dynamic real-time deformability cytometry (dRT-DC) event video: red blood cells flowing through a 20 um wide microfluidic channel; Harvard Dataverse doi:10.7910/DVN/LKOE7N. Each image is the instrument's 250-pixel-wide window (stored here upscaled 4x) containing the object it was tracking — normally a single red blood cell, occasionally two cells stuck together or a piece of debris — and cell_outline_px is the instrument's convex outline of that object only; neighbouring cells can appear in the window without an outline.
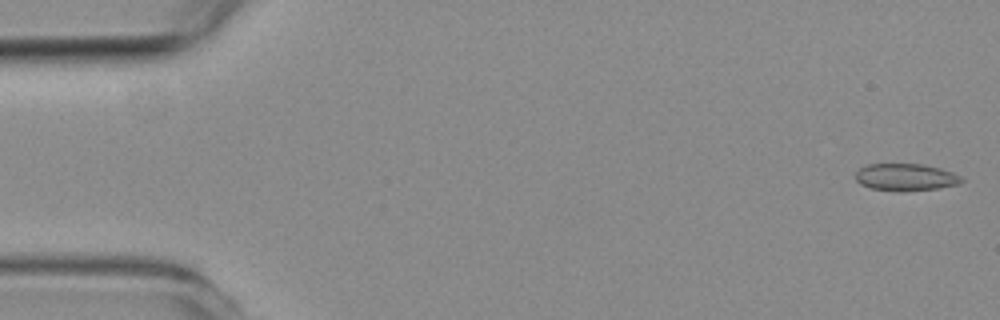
{"species": "common noctule bat (a hibernating species)", "species_latin": "Nyctalus noctula", "temperature_condition": "room temperature", "stored_images_in_passage": 54, "camera_frame_rate_fps": 3000, "um_per_image_px": 0.085, "animal": {"sex": "female", "body_mass_g": 19.3, "forearm_length_mm": 54.1}, "frame": {"image": 1, "passage_image": 1, "time_ms": 0.0, "image_size_px": [1000, 320], "cell_outline_px": [[964, 180], [960, 184], [940, 188], [900, 192], [896, 192], [872, 188], [860, 184], [856, 180], [856, 172], [864, 164], [924, 164], [940, 168], [952, 172], [960, 176]], "centroid_in_image_um": [76.99, 15.07], "position_along_channel_um": 8.0, "area_um2": 16.99}}
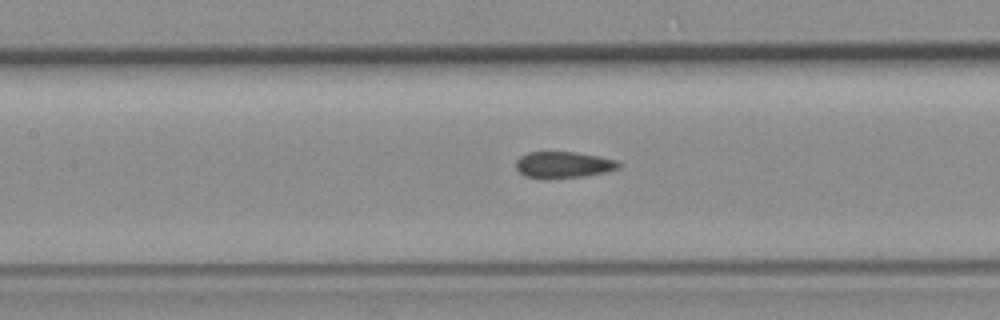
{"frame": {"image": 2, "passage_image": 24, "time_ms": 7.667, "image_size_px": [1000, 320], "cell_outline_px": [[620, 168], [604, 172], [584, 176], [544, 180], [540, 180], [524, 176], [516, 168], [516, 160], [520, 156], [528, 152], [576, 152], [600, 156], [616, 160], [620, 164]], "centroid_in_image_um": [47.85, 14.02], "position_along_channel_um": 159.6, "area_um2": 16.13}}
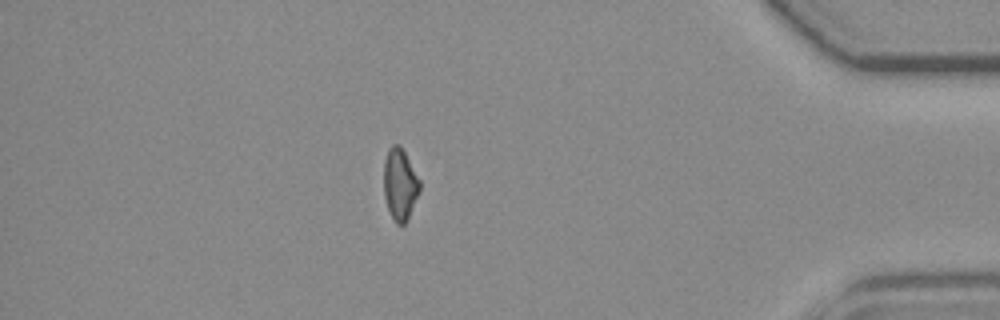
{"frame": {"image": 3, "passage_image": 47, "time_ms": 15.333, "image_size_px": [1000, 320], "cell_outline_px": [[420, 192], [408, 220], [404, 224], [396, 224], [388, 208], [384, 196], [384, 160], [388, 148], [392, 144], [400, 144], [420, 180]], "centroid_in_image_um": [34.0, 15.66], "position_along_channel_um": 401.2, "area_um2": 15.14}, "authors_computed_cell_mechanics": {"area_um2": 16.2996, "velocity_mm_per_s": 3.7447, "shape_relaxation_time_tau1_ms": null, "shape_relaxation_time_tau2_ms": 2.4764, "deformation_change_tau1": null, "deformation_change_tau2": 0.0725}}